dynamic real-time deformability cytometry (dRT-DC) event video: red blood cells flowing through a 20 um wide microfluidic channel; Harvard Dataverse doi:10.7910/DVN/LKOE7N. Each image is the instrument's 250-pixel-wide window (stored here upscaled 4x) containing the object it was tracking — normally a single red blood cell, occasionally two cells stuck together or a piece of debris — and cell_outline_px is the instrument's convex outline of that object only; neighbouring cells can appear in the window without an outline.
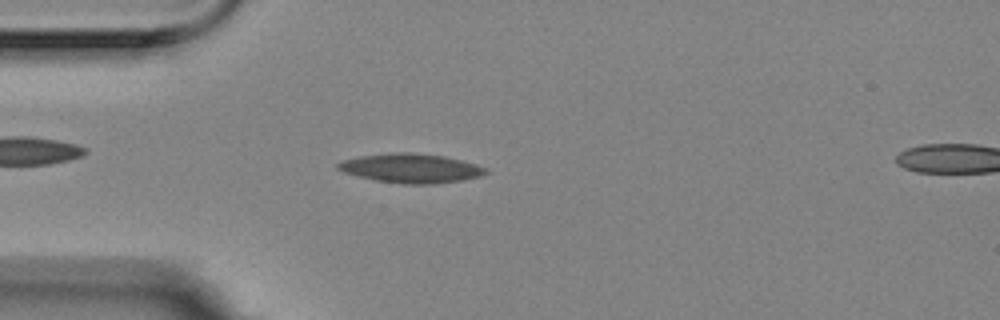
{"species": "Egyptian fruit bat (a non-hibernating species)", "species_latin": "Rousettus aegyptiacus", "temperature_condition": "room temperature", "stored_images_in_passage": 51, "camera_frame_rate_fps": 3000, "um_per_image_px": 0.085, "animal": {"sex": "female"}, "frame": {"image": 1, "passage_image": 10, "time_ms": 3.0, "image_size_px": [1000, 320], "cell_outline_px": [[488, 172], [480, 176], [460, 180], [436, 184], [404, 184], [376, 180], [344, 172], [336, 168], [336, 164], [344, 160], [360, 156], [388, 152], [412, 152], [444, 156], [476, 164], [488, 168]], "centroid_in_image_um": [34.94, 14.29], "position_along_channel_um": 50.1, "area_um2": 25.09}}
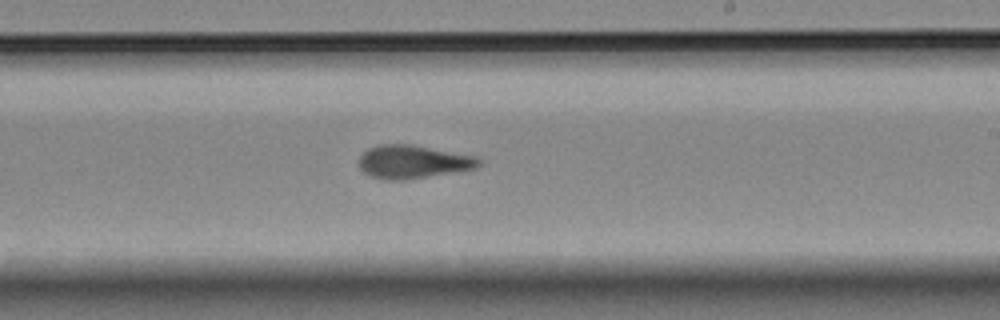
{"frame": {"image": 2, "passage_image": 28, "time_ms": 9.0, "image_size_px": [1000, 320], "cell_outline_px": [[484, 164], [476, 168], [404, 180], [388, 180], [372, 176], [364, 172], [360, 168], [360, 156], [368, 148], [380, 144], [408, 144], [476, 156]], "centroid_in_image_um": [35.11, 13.75], "position_along_channel_um": 253.9, "area_um2": 22.95}}
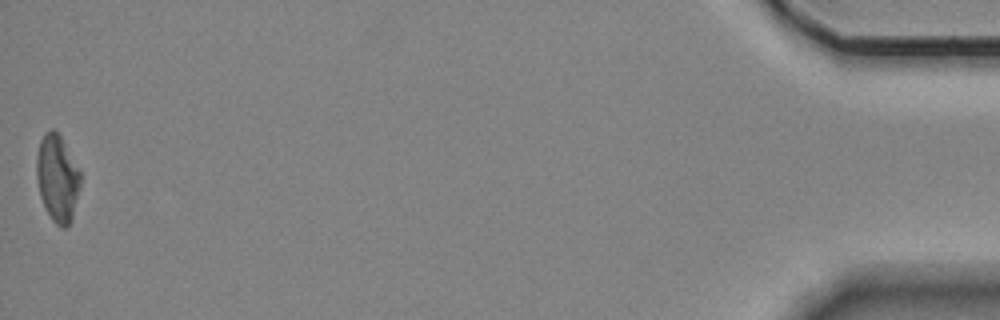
{"frame": {"image": 3, "passage_image": 51, "time_ms": 16.667, "image_size_px": [1000, 320], "cell_outline_px": [[80, 188], [72, 220], [64, 228], [60, 228], [52, 220], [40, 196], [36, 180], [36, 156], [40, 140], [44, 132], [52, 128], [60, 136], [80, 172]], "centroid_in_image_um": [4.86, 15.16], "position_along_channel_um": 430.3, "area_um2": 22.14}, "authors_computed_cell_mechanics": {"area_um2": 23.0622, "velocity_mm_per_s": 3.5406, "shape_relaxation_time_tau1_ms": null, "shape_relaxation_time_tau2_ms": 3.6457, "deformation_change_tau1": null, "deformation_change_tau2": 0.123}}